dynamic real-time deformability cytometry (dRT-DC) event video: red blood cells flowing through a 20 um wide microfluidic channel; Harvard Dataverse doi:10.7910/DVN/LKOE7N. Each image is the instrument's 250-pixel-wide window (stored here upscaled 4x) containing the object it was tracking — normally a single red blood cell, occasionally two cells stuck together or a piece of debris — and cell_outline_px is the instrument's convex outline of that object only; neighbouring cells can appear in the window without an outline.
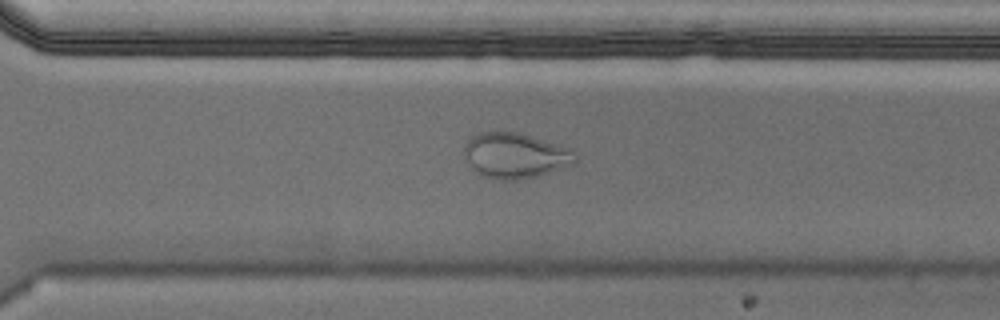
{"species": "Egyptian fruit bat (a non-hibernating species)", "species_latin": "Rousettus aegyptiacus", "temperature_condition": "cold", "stored_images_in_passage": 38, "camera_frame_rate_fps": 3000, "um_per_image_px": 0.085, "animal": {"sex": "male"}, "frame": {"image": 1, "passage_image": 22, "time_ms": 7.0, "image_size_px": [1000, 320], "cell_outline_px": [[576, 164], [536, 176], [520, 180], [500, 180], [484, 176], [476, 172], [472, 168], [464, 156], [464, 148], [468, 140], [472, 136], [480, 132], [496, 128], [520, 132], [568, 148], [572, 152], [576, 160]], "centroid_in_image_um": [43.74, 13.19], "position_along_channel_um": 326.9, "area_um2": 29.77}}